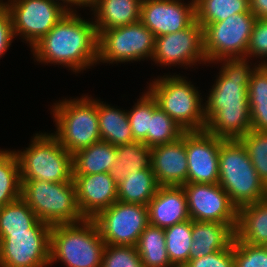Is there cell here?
I'll list each match as a JSON object with an SVG mask.
<instances>
[{
  "instance_id": "1",
  "label": "cell",
  "mask_w": 267,
  "mask_h": 267,
  "mask_svg": "<svg viewBox=\"0 0 267 267\" xmlns=\"http://www.w3.org/2000/svg\"><path fill=\"white\" fill-rule=\"evenodd\" d=\"M248 58H227L205 102V130L225 140L240 139L251 131L248 84L259 64Z\"/></svg>"
},
{
  "instance_id": "2",
  "label": "cell",
  "mask_w": 267,
  "mask_h": 267,
  "mask_svg": "<svg viewBox=\"0 0 267 267\" xmlns=\"http://www.w3.org/2000/svg\"><path fill=\"white\" fill-rule=\"evenodd\" d=\"M68 11L33 47L35 60L65 65L80 72L98 64V34L92 19L87 21Z\"/></svg>"
},
{
  "instance_id": "3",
  "label": "cell",
  "mask_w": 267,
  "mask_h": 267,
  "mask_svg": "<svg viewBox=\"0 0 267 267\" xmlns=\"http://www.w3.org/2000/svg\"><path fill=\"white\" fill-rule=\"evenodd\" d=\"M105 246L92 219L53 225L49 265L61 261L66 267H101Z\"/></svg>"
},
{
  "instance_id": "4",
  "label": "cell",
  "mask_w": 267,
  "mask_h": 267,
  "mask_svg": "<svg viewBox=\"0 0 267 267\" xmlns=\"http://www.w3.org/2000/svg\"><path fill=\"white\" fill-rule=\"evenodd\" d=\"M218 183L237 208L267 196V186L257 174L239 139L224 140L221 143Z\"/></svg>"
},
{
  "instance_id": "5",
  "label": "cell",
  "mask_w": 267,
  "mask_h": 267,
  "mask_svg": "<svg viewBox=\"0 0 267 267\" xmlns=\"http://www.w3.org/2000/svg\"><path fill=\"white\" fill-rule=\"evenodd\" d=\"M148 90L157 105L184 131L205 130V104L201 93L185 77L164 75L154 79Z\"/></svg>"
},
{
  "instance_id": "6",
  "label": "cell",
  "mask_w": 267,
  "mask_h": 267,
  "mask_svg": "<svg viewBox=\"0 0 267 267\" xmlns=\"http://www.w3.org/2000/svg\"><path fill=\"white\" fill-rule=\"evenodd\" d=\"M21 198L39 220L50 226L84 220L77 205L74 182L21 180Z\"/></svg>"
},
{
  "instance_id": "7",
  "label": "cell",
  "mask_w": 267,
  "mask_h": 267,
  "mask_svg": "<svg viewBox=\"0 0 267 267\" xmlns=\"http://www.w3.org/2000/svg\"><path fill=\"white\" fill-rule=\"evenodd\" d=\"M60 100L51 110L56 122V132L52 133L62 147L73 155L101 140L97 102L88 96L73 100Z\"/></svg>"
},
{
  "instance_id": "8",
  "label": "cell",
  "mask_w": 267,
  "mask_h": 267,
  "mask_svg": "<svg viewBox=\"0 0 267 267\" xmlns=\"http://www.w3.org/2000/svg\"><path fill=\"white\" fill-rule=\"evenodd\" d=\"M15 153L21 180L74 182L72 155L52 133H37L26 150Z\"/></svg>"
},
{
  "instance_id": "9",
  "label": "cell",
  "mask_w": 267,
  "mask_h": 267,
  "mask_svg": "<svg viewBox=\"0 0 267 267\" xmlns=\"http://www.w3.org/2000/svg\"><path fill=\"white\" fill-rule=\"evenodd\" d=\"M255 21L256 17L252 13H238L223 21L204 26V52L207 63L246 57Z\"/></svg>"
},
{
  "instance_id": "10",
  "label": "cell",
  "mask_w": 267,
  "mask_h": 267,
  "mask_svg": "<svg viewBox=\"0 0 267 267\" xmlns=\"http://www.w3.org/2000/svg\"><path fill=\"white\" fill-rule=\"evenodd\" d=\"M155 35L141 22L102 30L98 34V63H125L152 58Z\"/></svg>"
},
{
  "instance_id": "11",
  "label": "cell",
  "mask_w": 267,
  "mask_h": 267,
  "mask_svg": "<svg viewBox=\"0 0 267 267\" xmlns=\"http://www.w3.org/2000/svg\"><path fill=\"white\" fill-rule=\"evenodd\" d=\"M51 227L38 220L29 232L0 233V267L49 266Z\"/></svg>"
},
{
  "instance_id": "12",
  "label": "cell",
  "mask_w": 267,
  "mask_h": 267,
  "mask_svg": "<svg viewBox=\"0 0 267 267\" xmlns=\"http://www.w3.org/2000/svg\"><path fill=\"white\" fill-rule=\"evenodd\" d=\"M106 244L136 246L149 225L146 205L116 201L92 219Z\"/></svg>"
},
{
  "instance_id": "13",
  "label": "cell",
  "mask_w": 267,
  "mask_h": 267,
  "mask_svg": "<svg viewBox=\"0 0 267 267\" xmlns=\"http://www.w3.org/2000/svg\"><path fill=\"white\" fill-rule=\"evenodd\" d=\"M11 1V2H10ZM14 36L20 35L32 48L68 12L52 0H8Z\"/></svg>"
},
{
  "instance_id": "14",
  "label": "cell",
  "mask_w": 267,
  "mask_h": 267,
  "mask_svg": "<svg viewBox=\"0 0 267 267\" xmlns=\"http://www.w3.org/2000/svg\"><path fill=\"white\" fill-rule=\"evenodd\" d=\"M182 187L190 219L225 223L235 231L238 208L219 183H186Z\"/></svg>"
},
{
  "instance_id": "15",
  "label": "cell",
  "mask_w": 267,
  "mask_h": 267,
  "mask_svg": "<svg viewBox=\"0 0 267 267\" xmlns=\"http://www.w3.org/2000/svg\"><path fill=\"white\" fill-rule=\"evenodd\" d=\"M151 60L161 66L205 64L203 27L195 20L184 30L156 37Z\"/></svg>"
},
{
  "instance_id": "16",
  "label": "cell",
  "mask_w": 267,
  "mask_h": 267,
  "mask_svg": "<svg viewBox=\"0 0 267 267\" xmlns=\"http://www.w3.org/2000/svg\"><path fill=\"white\" fill-rule=\"evenodd\" d=\"M224 140L206 130L185 131L188 183H218L219 152Z\"/></svg>"
},
{
  "instance_id": "17",
  "label": "cell",
  "mask_w": 267,
  "mask_h": 267,
  "mask_svg": "<svg viewBox=\"0 0 267 267\" xmlns=\"http://www.w3.org/2000/svg\"><path fill=\"white\" fill-rule=\"evenodd\" d=\"M195 20V0H142L140 21L155 37L184 30Z\"/></svg>"
},
{
  "instance_id": "18",
  "label": "cell",
  "mask_w": 267,
  "mask_h": 267,
  "mask_svg": "<svg viewBox=\"0 0 267 267\" xmlns=\"http://www.w3.org/2000/svg\"><path fill=\"white\" fill-rule=\"evenodd\" d=\"M76 200L84 219H93L117 201V183L109 173L73 175Z\"/></svg>"
},
{
  "instance_id": "19",
  "label": "cell",
  "mask_w": 267,
  "mask_h": 267,
  "mask_svg": "<svg viewBox=\"0 0 267 267\" xmlns=\"http://www.w3.org/2000/svg\"><path fill=\"white\" fill-rule=\"evenodd\" d=\"M150 166L159 186L188 183L185 132L178 140L151 148Z\"/></svg>"
},
{
  "instance_id": "20",
  "label": "cell",
  "mask_w": 267,
  "mask_h": 267,
  "mask_svg": "<svg viewBox=\"0 0 267 267\" xmlns=\"http://www.w3.org/2000/svg\"><path fill=\"white\" fill-rule=\"evenodd\" d=\"M147 208L149 224L162 229L190 219L182 186H159Z\"/></svg>"
},
{
  "instance_id": "21",
  "label": "cell",
  "mask_w": 267,
  "mask_h": 267,
  "mask_svg": "<svg viewBox=\"0 0 267 267\" xmlns=\"http://www.w3.org/2000/svg\"><path fill=\"white\" fill-rule=\"evenodd\" d=\"M142 0H91L97 34L140 21Z\"/></svg>"
},
{
  "instance_id": "22",
  "label": "cell",
  "mask_w": 267,
  "mask_h": 267,
  "mask_svg": "<svg viewBox=\"0 0 267 267\" xmlns=\"http://www.w3.org/2000/svg\"><path fill=\"white\" fill-rule=\"evenodd\" d=\"M235 231L225 223L192 220V244L190 258H201L226 249L232 242Z\"/></svg>"
},
{
  "instance_id": "23",
  "label": "cell",
  "mask_w": 267,
  "mask_h": 267,
  "mask_svg": "<svg viewBox=\"0 0 267 267\" xmlns=\"http://www.w3.org/2000/svg\"><path fill=\"white\" fill-rule=\"evenodd\" d=\"M235 237L252 245L267 243V196L238 208Z\"/></svg>"
},
{
  "instance_id": "24",
  "label": "cell",
  "mask_w": 267,
  "mask_h": 267,
  "mask_svg": "<svg viewBox=\"0 0 267 267\" xmlns=\"http://www.w3.org/2000/svg\"><path fill=\"white\" fill-rule=\"evenodd\" d=\"M117 160L116 147L100 140L72 155L73 175L108 173Z\"/></svg>"
},
{
  "instance_id": "25",
  "label": "cell",
  "mask_w": 267,
  "mask_h": 267,
  "mask_svg": "<svg viewBox=\"0 0 267 267\" xmlns=\"http://www.w3.org/2000/svg\"><path fill=\"white\" fill-rule=\"evenodd\" d=\"M97 102V114L101 140L115 147L134 142L127 111Z\"/></svg>"
},
{
  "instance_id": "26",
  "label": "cell",
  "mask_w": 267,
  "mask_h": 267,
  "mask_svg": "<svg viewBox=\"0 0 267 267\" xmlns=\"http://www.w3.org/2000/svg\"><path fill=\"white\" fill-rule=\"evenodd\" d=\"M158 187L151 166L140 171L135 170L117 184V201L147 206Z\"/></svg>"
},
{
  "instance_id": "27",
  "label": "cell",
  "mask_w": 267,
  "mask_h": 267,
  "mask_svg": "<svg viewBox=\"0 0 267 267\" xmlns=\"http://www.w3.org/2000/svg\"><path fill=\"white\" fill-rule=\"evenodd\" d=\"M117 160L109 170V175L118 184L124 180L129 173L140 171L150 166L151 148L143 142L119 145L116 147Z\"/></svg>"
},
{
  "instance_id": "28",
  "label": "cell",
  "mask_w": 267,
  "mask_h": 267,
  "mask_svg": "<svg viewBox=\"0 0 267 267\" xmlns=\"http://www.w3.org/2000/svg\"><path fill=\"white\" fill-rule=\"evenodd\" d=\"M144 267H173L166 250L165 230L149 224L136 245Z\"/></svg>"
},
{
  "instance_id": "29",
  "label": "cell",
  "mask_w": 267,
  "mask_h": 267,
  "mask_svg": "<svg viewBox=\"0 0 267 267\" xmlns=\"http://www.w3.org/2000/svg\"><path fill=\"white\" fill-rule=\"evenodd\" d=\"M196 21L202 26L238 13H251L249 0H195Z\"/></svg>"
},
{
  "instance_id": "30",
  "label": "cell",
  "mask_w": 267,
  "mask_h": 267,
  "mask_svg": "<svg viewBox=\"0 0 267 267\" xmlns=\"http://www.w3.org/2000/svg\"><path fill=\"white\" fill-rule=\"evenodd\" d=\"M21 198V176L15 151L0 150V207Z\"/></svg>"
},
{
  "instance_id": "31",
  "label": "cell",
  "mask_w": 267,
  "mask_h": 267,
  "mask_svg": "<svg viewBox=\"0 0 267 267\" xmlns=\"http://www.w3.org/2000/svg\"><path fill=\"white\" fill-rule=\"evenodd\" d=\"M165 230L168 257L173 267H184L190 258L192 219L177 223Z\"/></svg>"
},
{
  "instance_id": "32",
  "label": "cell",
  "mask_w": 267,
  "mask_h": 267,
  "mask_svg": "<svg viewBox=\"0 0 267 267\" xmlns=\"http://www.w3.org/2000/svg\"><path fill=\"white\" fill-rule=\"evenodd\" d=\"M38 220L22 198L0 207V233L29 232Z\"/></svg>"
},
{
  "instance_id": "33",
  "label": "cell",
  "mask_w": 267,
  "mask_h": 267,
  "mask_svg": "<svg viewBox=\"0 0 267 267\" xmlns=\"http://www.w3.org/2000/svg\"><path fill=\"white\" fill-rule=\"evenodd\" d=\"M185 131L167 115L157 103L150 118V131L147 133V146L150 148L171 143L182 137Z\"/></svg>"
},
{
  "instance_id": "34",
  "label": "cell",
  "mask_w": 267,
  "mask_h": 267,
  "mask_svg": "<svg viewBox=\"0 0 267 267\" xmlns=\"http://www.w3.org/2000/svg\"><path fill=\"white\" fill-rule=\"evenodd\" d=\"M156 100L147 91L130 111H127L131 132L135 141L147 145V133L150 131V118L154 112Z\"/></svg>"
},
{
  "instance_id": "35",
  "label": "cell",
  "mask_w": 267,
  "mask_h": 267,
  "mask_svg": "<svg viewBox=\"0 0 267 267\" xmlns=\"http://www.w3.org/2000/svg\"><path fill=\"white\" fill-rule=\"evenodd\" d=\"M239 140L245 146L260 179L267 186V131L251 129Z\"/></svg>"
},
{
  "instance_id": "36",
  "label": "cell",
  "mask_w": 267,
  "mask_h": 267,
  "mask_svg": "<svg viewBox=\"0 0 267 267\" xmlns=\"http://www.w3.org/2000/svg\"><path fill=\"white\" fill-rule=\"evenodd\" d=\"M234 267H267V248L233 239Z\"/></svg>"
},
{
  "instance_id": "37",
  "label": "cell",
  "mask_w": 267,
  "mask_h": 267,
  "mask_svg": "<svg viewBox=\"0 0 267 267\" xmlns=\"http://www.w3.org/2000/svg\"><path fill=\"white\" fill-rule=\"evenodd\" d=\"M101 267H144L136 246L106 244Z\"/></svg>"
},
{
  "instance_id": "38",
  "label": "cell",
  "mask_w": 267,
  "mask_h": 267,
  "mask_svg": "<svg viewBox=\"0 0 267 267\" xmlns=\"http://www.w3.org/2000/svg\"><path fill=\"white\" fill-rule=\"evenodd\" d=\"M249 105L267 104V66L259 65L253 72L247 89Z\"/></svg>"
},
{
  "instance_id": "39",
  "label": "cell",
  "mask_w": 267,
  "mask_h": 267,
  "mask_svg": "<svg viewBox=\"0 0 267 267\" xmlns=\"http://www.w3.org/2000/svg\"><path fill=\"white\" fill-rule=\"evenodd\" d=\"M267 57V19H256L249 39L247 57Z\"/></svg>"
},
{
  "instance_id": "40",
  "label": "cell",
  "mask_w": 267,
  "mask_h": 267,
  "mask_svg": "<svg viewBox=\"0 0 267 267\" xmlns=\"http://www.w3.org/2000/svg\"><path fill=\"white\" fill-rule=\"evenodd\" d=\"M184 267H234L233 242L224 250L201 258L189 259Z\"/></svg>"
},
{
  "instance_id": "41",
  "label": "cell",
  "mask_w": 267,
  "mask_h": 267,
  "mask_svg": "<svg viewBox=\"0 0 267 267\" xmlns=\"http://www.w3.org/2000/svg\"><path fill=\"white\" fill-rule=\"evenodd\" d=\"M14 37L11 14L0 0V58L9 49Z\"/></svg>"
},
{
  "instance_id": "42",
  "label": "cell",
  "mask_w": 267,
  "mask_h": 267,
  "mask_svg": "<svg viewBox=\"0 0 267 267\" xmlns=\"http://www.w3.org/2000/svg\"><path fill=\"white\" fill-rule=\"evenodd\" d=\"M251 117V129L267 131V104L249 105Z\"/></svg>"
},
{
  "instance_id": "43",
  "label": "cell",
  "mask_w": 267,
  "mask_h": 267,
  "mask_svg": "<svg viewBox=\"0 0 267 267\" xmlns=\"http://www.w3.org/2000/svg\"><path fill=\"white\" fill-rule=\"evenodd\" d=\"M249 8L256 19H267V0H249Z\"/></svg>"
},
{
  "instance_id": "44",
  "label": "cell",
  "mask_w": 267,
  "mask_h": 267,
  "mask_svg": "<svg viewBox=\"0 0 267 267\" xmlns=\"http://www.w3.org/2000/svg\"><path fill=\"white\" fill-rule=\"evenodd\" d=\"M52 1H55V2H57V3H60V4H62L63 5V3H64V7L68 10V11H76V10H73V8H70L71 6L73 7V5H75V7L76 6H79V7H81L82 6V8H83V6L84 7H89L90 6V4H91V0H52ZM59 1H62V2H59ZM66 4V5H65ZM69 4H71V5H69ZM70 6V7H69Z\"/></svg>"
},
{
  "instance_id": "45",
  "label": "cell",
  "mask_w": 267,
  "mask_h": 267,
  "mask_svg": "<svg viewBox=\"0 0 267 267\" xmlns=\"http://www.w3.org/2000/svg\"><path fill=\"white\" fill-rule=\"evenodd\" d=\"M266 61L265 60L263 62L261 61V63H259V65H266L267 66V62Z\"/></svg>"
}]
</instances>
